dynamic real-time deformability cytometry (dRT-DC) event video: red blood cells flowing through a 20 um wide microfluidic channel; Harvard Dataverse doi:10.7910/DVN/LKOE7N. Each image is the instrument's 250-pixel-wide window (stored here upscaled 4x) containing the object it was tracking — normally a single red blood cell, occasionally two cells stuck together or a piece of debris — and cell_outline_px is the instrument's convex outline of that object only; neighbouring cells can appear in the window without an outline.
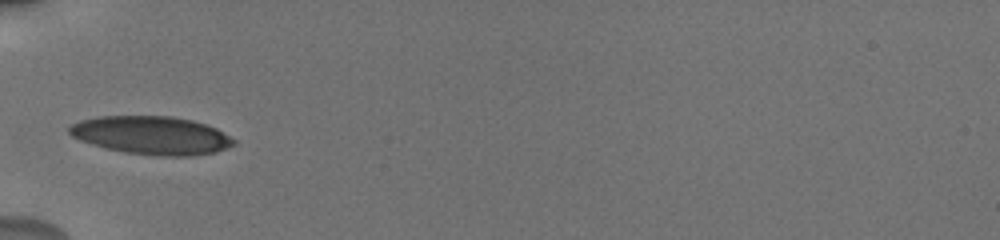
{"species": "human", "species_latin": "Homo sapiens", "temperature_condition": "cold", "stored_images_in_passage": 3, "camera_frame_rate_fps": 3000, "um_per_image_px": 0.085, "donor": {"sex": "male"}, "frame": {"image": 1, "passage_image": 1, "time_ms": 0.0, "image_size_px": [1000, 240], "cell_outline_px": [[236, 144], [228, 148], [216, 152], [192, 156], [160, 156], [124, 152], [104, 148], [80, 140], [72, 136], [68, 132], [68, 128], [72, 124], [80, 120], [100, 116], [172, 116], [192, 120], [216, 128], [236, 140]], "centroid_in_image_um": [12.89, 11.51], "position_along_channel_um": 72.1, "area_um2": 36.76}}